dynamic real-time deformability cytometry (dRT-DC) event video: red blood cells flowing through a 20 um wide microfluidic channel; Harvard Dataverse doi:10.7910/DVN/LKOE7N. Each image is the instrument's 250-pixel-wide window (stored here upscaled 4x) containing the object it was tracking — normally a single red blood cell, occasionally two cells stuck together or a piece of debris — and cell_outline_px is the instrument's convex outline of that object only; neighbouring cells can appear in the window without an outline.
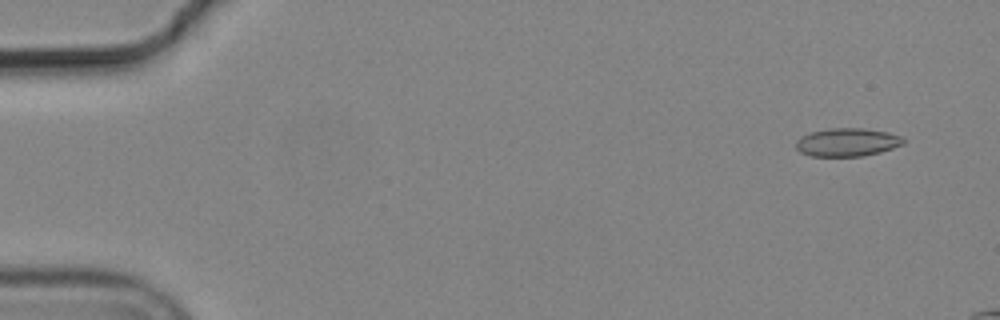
{"species": "common noctule bat (a hibernating species)", "species_latin": "Nyctalus noctula", "temperature_condition": "cold", "stored_images_in_passage": 6, "camera_frame_rate_fps": 3000, "um_per_image_px": 0.085, "animal": {"sex": "male", "body_mass_g": 19.2, "forearm_length_mm": 51.8}, "frame": {"image": 1, "passage_image": 2, "time_ms": 0.333, "image_size_px": [1000, 320], "cell_outline_px": [[904, 144], [880, 152], [860, 156], [812, 156], [800, 152], [796, 148], [796, 140], [800, 136], [812, 132], [832, 128], [860, 128], [888, 132], [900, 136], [904, 140]], "centroid_in_image_um": [71.99, 12.09], "position_along_channel_um": 13.0, "area_um2": 17.51}}